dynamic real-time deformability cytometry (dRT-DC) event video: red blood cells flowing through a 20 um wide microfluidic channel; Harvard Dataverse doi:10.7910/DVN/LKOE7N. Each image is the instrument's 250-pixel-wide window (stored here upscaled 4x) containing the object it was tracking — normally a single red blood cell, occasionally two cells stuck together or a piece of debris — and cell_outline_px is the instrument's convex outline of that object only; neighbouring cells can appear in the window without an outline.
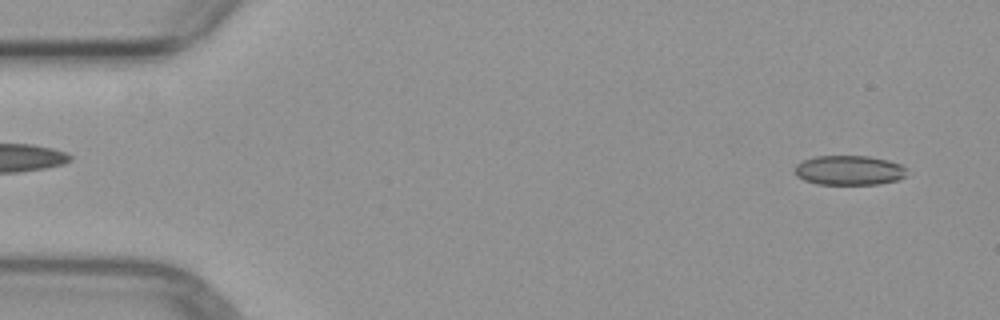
{"species": "common noctule bat (a hibernating species)", "species_latin": "Nyctalus noctula", "temperature_condition": "warm", "stored_images_in_passage": 4, "camera_frame_rate_fps": 3000, "um_per_image_px": 0.085, "animal": {"sex": "female", "body_mass_g": 29.2, "forearm_length_mm": 56.3}, "frame": {"image": 1, "passage_image": 4, "time_ms": 4.667, "image_size_px": [1000, 320], "cell_outline_px": [[904, 176], [900, 180], [880, 184], [816, 184], [804, 180], [796, 176], [796, 164], [804, 160], [816, 156], [868, 156], [888, 160], [900, 164], [904, 168]], "centroid_in_image_um": [72.16, 14.48], "position_along_channel_um": 12.8, "area_um2": 19.25}}